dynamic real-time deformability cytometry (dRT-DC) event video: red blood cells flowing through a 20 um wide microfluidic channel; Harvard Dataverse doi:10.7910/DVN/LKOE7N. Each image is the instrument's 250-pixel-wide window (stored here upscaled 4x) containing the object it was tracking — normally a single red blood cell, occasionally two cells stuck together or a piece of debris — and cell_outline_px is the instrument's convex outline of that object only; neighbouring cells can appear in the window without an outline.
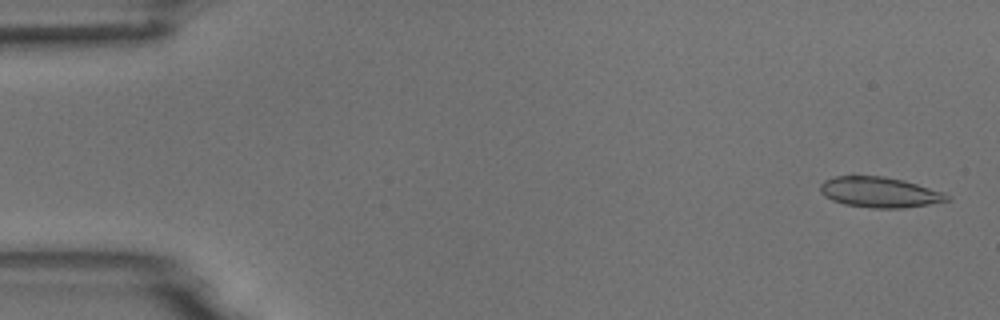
{"species": "common noctule bat (a hibernating species)", "species_latin": "Nyctalus noctula", "temperature_condition": "room temperature", "stored_images_in_passage": 5, "camera_frame_rate_fps": 3000, "um_per_image_px": 0.085, "animal": {"sex": "male", "body_mass_g": 18.8}, "frame": {"image": 1, "passage_image": 1, "time_ms": 0.0, "image_size_px": [1000, 320], "cell_outline_px": [[952, 200], [904, 208], [872, 208], [844, 204], [832, 200], [824, 196], [820, 192], [820, 184], [824, 180], [836, 176], [852, 172], [884, 176], [904, 180], [944, 192]], "centroid_in_image_um": [74.7, 16.29], "position_along_channel_um": 10.3, "area_um2": 23.24}}
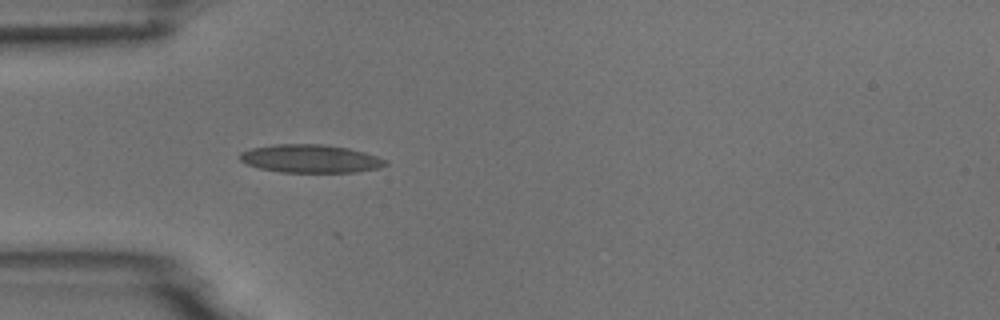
{"frame": {"image": 2, "passage_image": 5, "time_ms": 4.667, "image_size_px": [1000, 320], "cell_outline_px": [[388, 164], [380, 168], [356, 172], [280, 172], [260, 168], [248, 164], [240, 160], [240, 152], [252, 148], [276, 144], [320, 144], [348, 148], [364, 152], [388, 160]], "centroid_in_image_um": [26.42, 13.49], "position_along_channel_um": 58.6, "area_um2": 23.81}}